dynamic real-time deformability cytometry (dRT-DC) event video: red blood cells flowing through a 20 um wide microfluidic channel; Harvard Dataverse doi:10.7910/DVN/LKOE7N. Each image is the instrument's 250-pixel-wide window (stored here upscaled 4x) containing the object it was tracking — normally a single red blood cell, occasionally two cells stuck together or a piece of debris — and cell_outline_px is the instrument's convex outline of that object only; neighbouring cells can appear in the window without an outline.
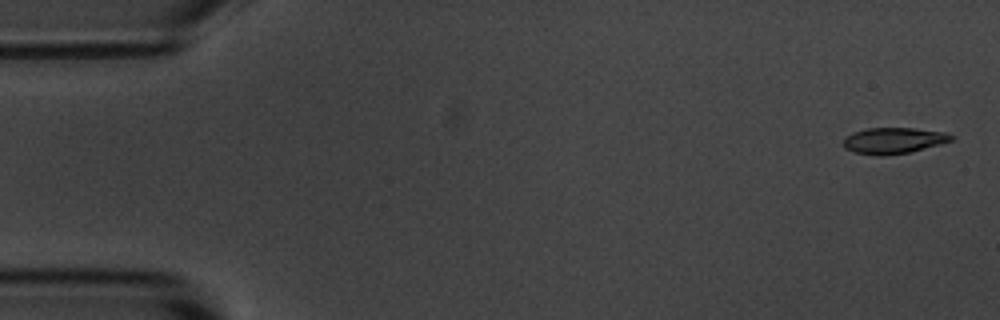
{"species": "common noctule bat (a hibernating species)", "species_latin": "Nyctalus noctula", "temperature_condition": "room temperature", "stored_images_in_passage": 5, "camera_frame_rate_fps": 3000, "um_per_image_px": 0.085, "animal": {"sex": "male", "body_mass_g": 20.1, "forearm_length_mm": 53.5}, "frame": {"image": 1, "passage_image": 1, "time_ms": 0.0, "image_size_px": [1000, 320], "cell_outline_px": [[952, 140], [940, 144], [912, 152], [884, 156], [876, 156], [852, 152], [844, 148], [844, 140], [852, 132], [868, 128], [912, 128], [944, 132], [952, 136]], "centroid_in_image_um": [75.92, 11.96], "position_along_channel_um": 9.1, "area_um2": 16.42}}
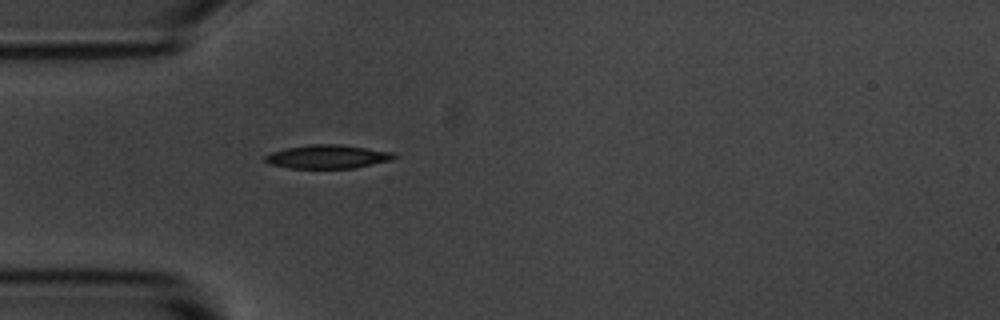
{"frame": {"image": 2, "passage_image": 5, "time_ms": 4.667, "image_size_px": [1000, 320], "cell_outline_px": [[396, 156], [392, 160], [356, 168], [288, 168], [268, 164], [264, 160], [264, 156], [272, 152], [288, 148], [312, 144], [340, 144], [396, 152]], "centroid_in_image_um": [27.87, 13.32], "position_along_channel_um": 57.1, "area_um2": 17.86}}